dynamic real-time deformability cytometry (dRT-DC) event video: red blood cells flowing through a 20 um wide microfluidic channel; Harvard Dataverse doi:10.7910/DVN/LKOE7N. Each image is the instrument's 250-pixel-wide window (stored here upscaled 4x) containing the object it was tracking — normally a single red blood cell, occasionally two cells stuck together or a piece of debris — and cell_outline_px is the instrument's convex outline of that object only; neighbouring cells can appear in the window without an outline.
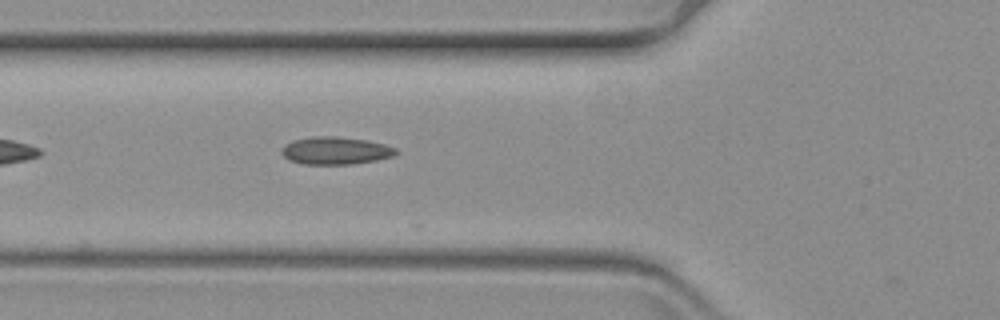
{"species": "common noctule bat (a hibernating species)", "species_latin": "Nyctalus noctula", "temperature_condition": "warm", "stored_images_in_passage": 22, "camera_frame_rate_fps": 3000, "um_per_image_px": 0.085, "animal": {"sex": "female", "body_mass_g": 19.3, "forearm_length_mm": 54.1}, "frame": {"image": 1, "passage_image": 7, "time_ms": 2.0, "image_size_px": [1000, 320], "cell_outline_px": [[400, 152], [392, 156], [376, 160], [352, 164], [304, 164], [288, 160], [280, 152], [284, 144], [296, 140], [312, 136], [336, 136], [368, 140], [384, 144], [396, 148]], "centroid_in_image_um": [28.52, 12.8], "position_along_channel_um": 97.3, "area_um2": 18.44}}
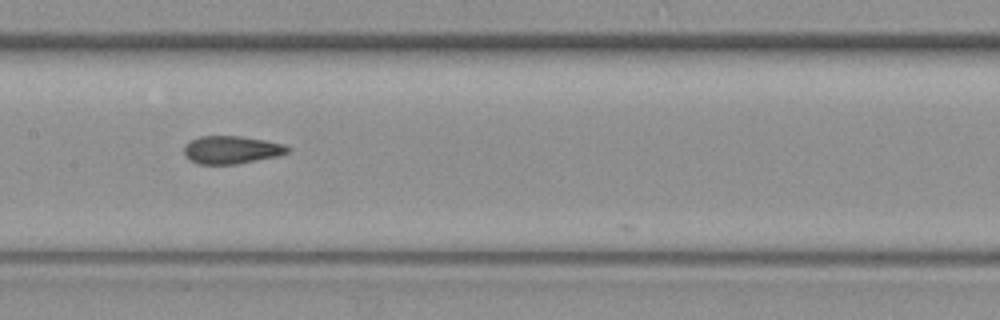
{"frame": {"image": 2, "passage_image": 15, "time_ms": 4.667, "image_size_px": [1000, 320], "cell_outline_px": [[292, 148], [288, 152], [276, 156], [236, 164], [200, 164], [188, 160], [184, 156], [184, 144], [200, 136], [240, 136], [264, 140], [284, 144]], "centroid_in_image_um": [19.64, 12.73], "position_along_channel_um": 187.8, "area_um2": 16.82}}
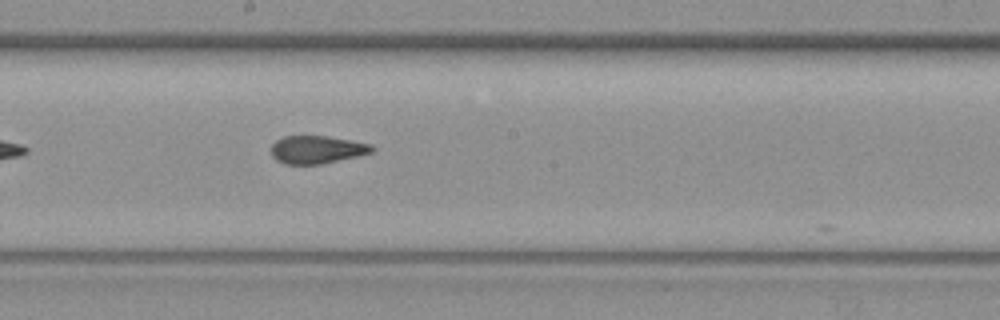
{"frame": {"image": 3, "passage_image": 18, "time_ms": 5.667, "image_size_px": [1000, 320], "cell_outline_px": [[376, 148], [372, 152], [360, 156], [320, 164], [284, 164], [276, 160], [272, 156], [272, 144], [276, 140], [284, 136], [328, 136], [372, 144]], "centroid_in_image_um": [26.96, 12.72], "position_along_channel_um": 221.2, "area_um2": 16.47}}